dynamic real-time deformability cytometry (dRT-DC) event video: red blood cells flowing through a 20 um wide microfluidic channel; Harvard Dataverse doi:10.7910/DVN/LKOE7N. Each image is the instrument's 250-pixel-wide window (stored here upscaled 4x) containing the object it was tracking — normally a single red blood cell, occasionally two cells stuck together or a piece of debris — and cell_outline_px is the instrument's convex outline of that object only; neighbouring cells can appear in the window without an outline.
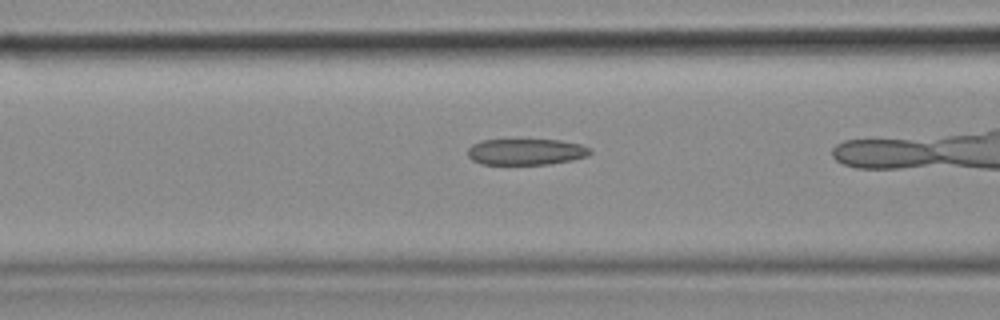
{"species": "common noctule bat (a hibernating species)", "species_latin": "Nyctalus noctula", "temperature_condition": "cold", "stored_images_in_passage": 35, "camera_frame_rate_fps": 3000, "um_per_image_px": 0.085, "animal": {"sex": "female", "body_mass_g": 18.4}, "frame": {"image": 1, "passage_image": 16, "time_ms": 5.0, "image_size_px": [1000, 320], "cell_outline_px": [[592, 152], [588, 156], [572, 160], [548, 164], [484, 164], [472, 160], [468, 156], [468, 148], [472, 144], [484, 140], [560, 140], [580, 144], [592, 148]], "centroid_in_image_um": [44.75, 12.9], "position_along_channel_um": 121.9, "area_um2": 18.67}}